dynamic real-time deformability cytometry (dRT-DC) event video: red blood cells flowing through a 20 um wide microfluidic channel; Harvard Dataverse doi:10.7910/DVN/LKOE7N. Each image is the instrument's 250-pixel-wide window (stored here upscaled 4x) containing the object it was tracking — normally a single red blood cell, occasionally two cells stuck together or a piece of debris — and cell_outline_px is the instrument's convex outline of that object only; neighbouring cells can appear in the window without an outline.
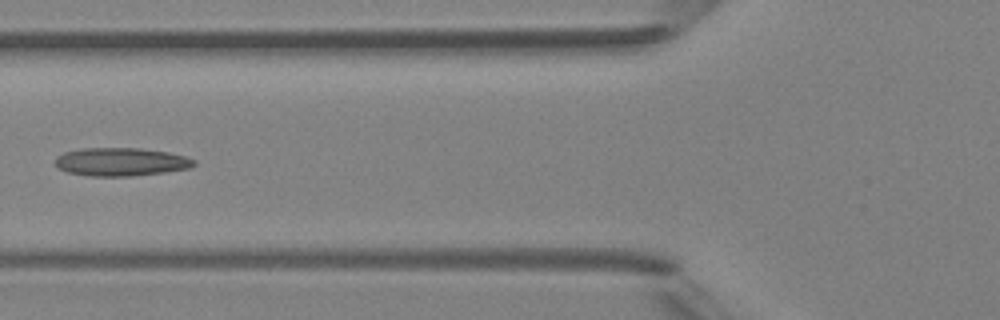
{"species": "Egyptian fruit bat (a non-hibernating species)", "species_latin": "Rousettus aegyptiacus", "temperature_condition": "room temperature", "stored_images_in_passage": 7, "camera_frame_rate_fps": 3000, "um_per_image_px": 0.085, "animal": {"sex": "female"}, "frame": {"image": 1, "passage_image": 6, "time_ms": 5.667, "image_size_px": [1000, 320], "cell_outline_px": [[196, 164], [188, 168], [164, 172], [132, 176], [88, 176], [68, 172], [60, 168], [56, 164], [56, 156], [64, 152], [80, 148], [140, 148], [164, 152], [184, 156], [196, 160]], "centroid_in_image_um": [10.26, 13.75], "position_along_channel_um": 115.5, "area_um2": 22.66}}
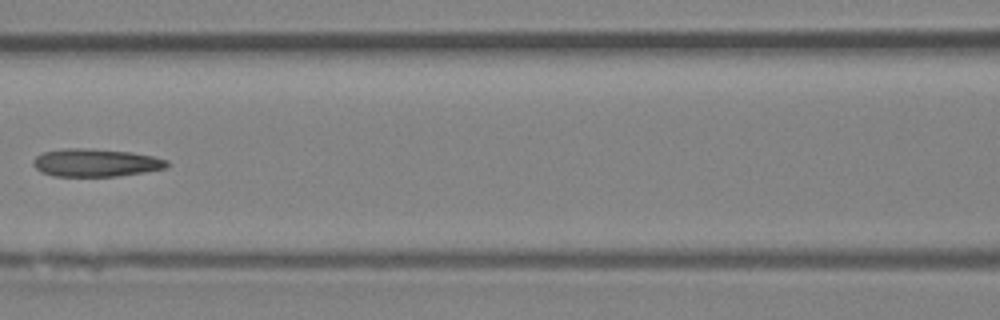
{"frame": {"image": 2, "passage_image": 7, "time_ms": 6.667, "image_size_px": [1000, 320], "cell_outline_px": [[168, 168], [144, 172], [116, 176], [56, 176], [40, 172], [32, 164], [32, 160], [36, 156], [44, 152], [64, 148], [88, 148], [132, 152], [152, 156], [168, 160]], "centroid_in_image_um": [8.13, 13.82], "position_along_channel_um": 158.5, "area_um2": 21.79}}